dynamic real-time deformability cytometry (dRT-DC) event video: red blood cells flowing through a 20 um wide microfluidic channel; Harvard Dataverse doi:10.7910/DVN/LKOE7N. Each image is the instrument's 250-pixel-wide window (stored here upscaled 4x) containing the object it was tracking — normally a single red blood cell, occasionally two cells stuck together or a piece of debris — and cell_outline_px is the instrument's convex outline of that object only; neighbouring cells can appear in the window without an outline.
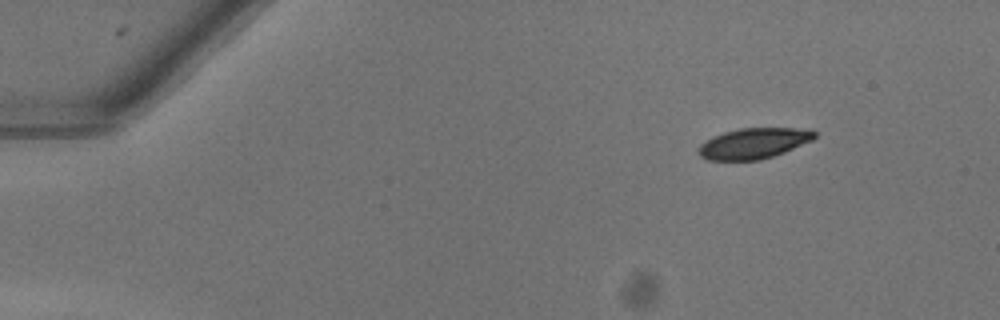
{"species": "common noctule bat (a hibernating species)", "species_latin": "Nyctalus noctula", "temperature_condition": "warm", "stored_images_in_passage": 46, "camera_frame_rate_fps": 3000, "um_per_image_px": 0.085, "animal": {"sex": "female"}, "frame": {"image": 1, "passage_image": 1, "time_ms": 0.0, "image_size_px": [1000, 320], "cell_outline_px": [[816, 136], [812, 140], [784, 152], [760, 160], [708, 160], [700, 156], [696, 152], [700, 144], [724, 132], [740, 128], [792, 128], [816, 132]], "centroid_in_image_um": [64.02, 12.2], "position_along_channel_um": 21.0, "area_um2": 20.4}}
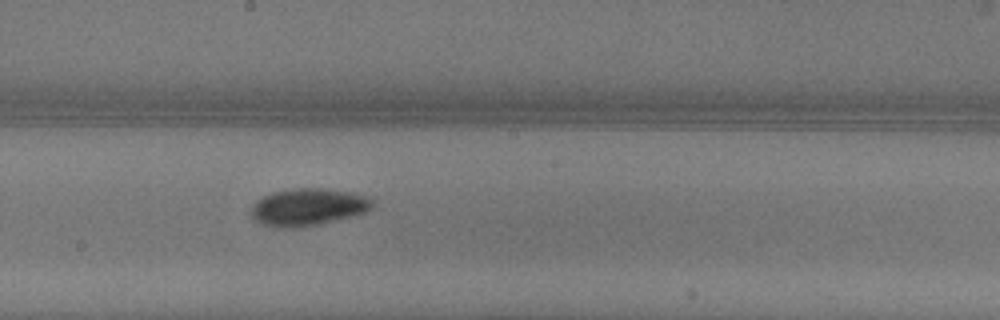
{"frame": {"image": 2, "passage_image": 24, "time_ms": 7.667, "image_size_px": [1000, 320], "cell_outline_px": [[372, 208], [368, 212], [316, 224], [288, 228], [284, 228], [260, 224], [252, 216], [252, 204], [256, 200], [272, 192], [296, 188], [324, 188], [352, 192], [368, 196], [372, 200]], "centroid_in_image_um": [26.19, 17.58], "position_along_channel_um": 222.0, "area_um2": 26.13}}
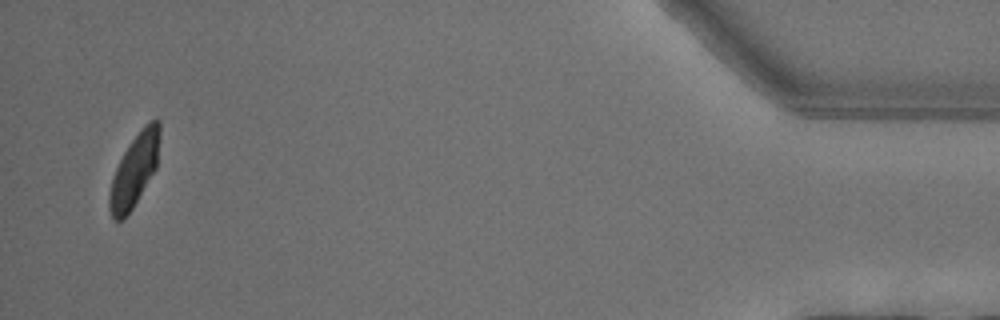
{"frame": {"image": 3, "passage_image": 45, "time_ms": 14.667, "image_size_px": [1000, 320], "cell_outline_px": [[160, 136], [156, 168], [132, 208], [124, 220], [112, 220], [108, 208], [108, 192], [112, 176], [128, 144], [144, 124], [156, 116], [160, 120]], "centroid_in_image_um": [11.41, 14.45], "position_along_channel_um": 423.8, "area_um2": 21.5}, "authors_computed_cell_mechanics": {"area_um2": 23.2356, "velocity_mm_per_s": 4.0311, "shape_relaxation_time_tau1_ms": 3.0876, "shape_relaxation_time_tau2_ms": null, "deformation_change_tau1": 0.138, "deformation_change_tau2": null}}